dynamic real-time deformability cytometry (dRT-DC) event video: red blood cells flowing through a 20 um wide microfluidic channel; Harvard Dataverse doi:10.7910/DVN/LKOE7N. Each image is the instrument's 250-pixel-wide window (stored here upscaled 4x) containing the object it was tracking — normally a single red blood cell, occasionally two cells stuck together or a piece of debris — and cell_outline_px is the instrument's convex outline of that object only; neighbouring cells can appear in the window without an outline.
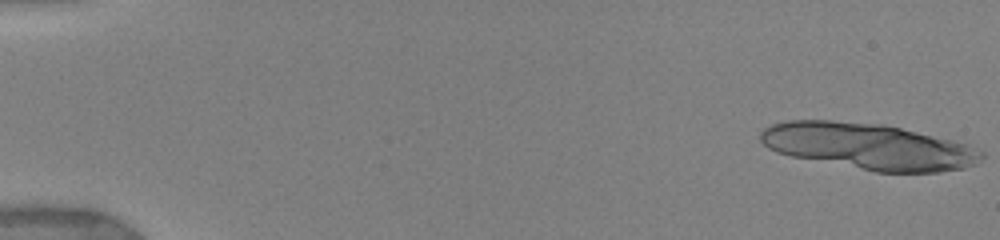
{"species": "human", "species_latin": "Homo sapiens", "temperature_condition": "warm", "stored_images_in_passage": 34, "camera_frame_rate_fps": 3000, "um_per_image_px": 0.085, "donor": {"sex": "female"}, "frame": {"image": 1, "passage_image": 1, "time_ms": 0.0, "image_size_px": [1000, 240], "cell_outline_px": [[984, 156], [976, 164], [964, 168], [940, 172], [876, 172], [792, 156], [776, 152], [768, 148], [760, 140], [760, 132], [764, 128], [772, 124], [788, 120], [828, 120], [880, 124], [900, 128], [968, 144], [984, 152]], "centroid_in_image_um": [73.82, 12.45], "position_along_channel_um": 11.2, "area_um2": 59.19}}
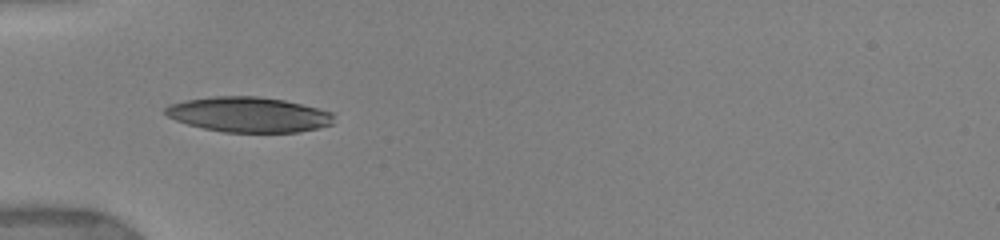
{"frame": {"image": 2, "passage_image": 16, "time_ms": 5.667, "image_size_px": [1000, 240], "cell_outline_px": [[332, 124], [316, 128], [296, 132], [224, 132], [204, 128], [188, 124], [176, 120], [168, 116], [164, 112], [164, 108], [168, 104], [184, 100], [212, 96], [256, 96], [284, 100], [332, 112]], "centroid_in_image_um": [21.08, 9.73], "position_along_channel_um": 63.9, "area_um2": 34.28}}